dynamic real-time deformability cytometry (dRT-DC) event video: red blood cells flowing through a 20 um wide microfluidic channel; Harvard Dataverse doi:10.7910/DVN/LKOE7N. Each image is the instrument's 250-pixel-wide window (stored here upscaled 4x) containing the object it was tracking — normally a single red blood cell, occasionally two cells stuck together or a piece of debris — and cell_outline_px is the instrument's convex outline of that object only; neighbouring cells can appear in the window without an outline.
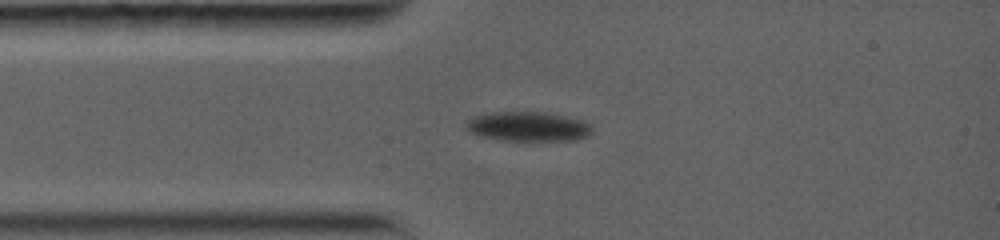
{"species": "common noctule bat (a hibernating species)", "species_latin": "Nyctalus noctula", "temperature_condition": "warm", "stored_images_in_passage": 7, "camera_frame_rate_fps": 5000, "um_per_image_px": 0.085, "animal": {"sex": "female", "body_mass_g": 19.0, "forearm_length_mm": 56.7}, "frame": {"image": 1, "passage_image": 3, "time_ms": 2.2, "image_size_px": [1000, 240], "cell_outline_px": [[592, 132], [588, 136], [576, 140], [500, 140], [476, 136], [468, 132], [464, 128], [464, 124], [472, 116], [488, 112], [544, 112], [584, 120], [592, 128]], "centroid_in_image_um": [44.81, 10.75], "position_along_channel_um": 40.2, "area_um2": 22.02}}
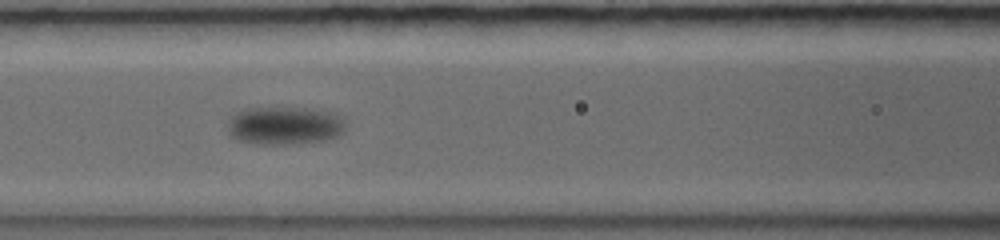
{"frame": {"image": 2, "passage_image": 6, "time_ms": 5.4, "image_size_px": [1000, 240], "cell_outline_px": [[344, 132], [340, 136], [324, 140], [296, 144], [256, 144], [236, 140], [228, 132], [228, 120], [236, 112], [244, 108], [276, 104], [332, 112], [340, 116], [344, 120]], "centroid_in_image_um": [24.15, 10.63], "position_along_channel_um": 142.4, "area_um2": 27.28}}
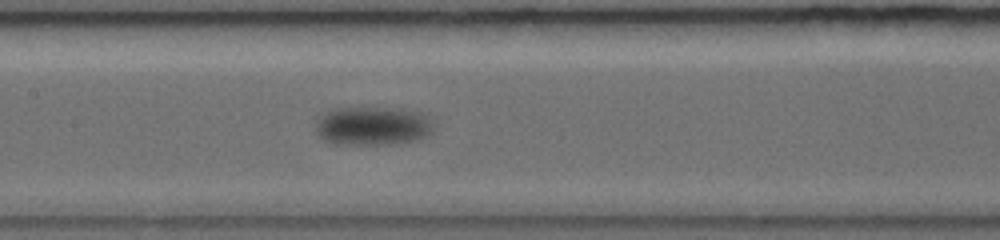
{"frame": {"image": 3, "passage_image": 7, "time_ms": 6.4, "image_size_px": [1000, 240], "cell_outline_px": [[432, 132], [428, 136], [416, 140], [396, 144], [336, 144], [324, 140], [316, 132], [316, 120], [324, 112], [332, 108], [400, 108], [420, 112], [428, 116], [432, 120]], "centroid_in_image_um": [31.69, 10.7], "position_along_channel_um": 175.7, "area_um2": 26.93}}